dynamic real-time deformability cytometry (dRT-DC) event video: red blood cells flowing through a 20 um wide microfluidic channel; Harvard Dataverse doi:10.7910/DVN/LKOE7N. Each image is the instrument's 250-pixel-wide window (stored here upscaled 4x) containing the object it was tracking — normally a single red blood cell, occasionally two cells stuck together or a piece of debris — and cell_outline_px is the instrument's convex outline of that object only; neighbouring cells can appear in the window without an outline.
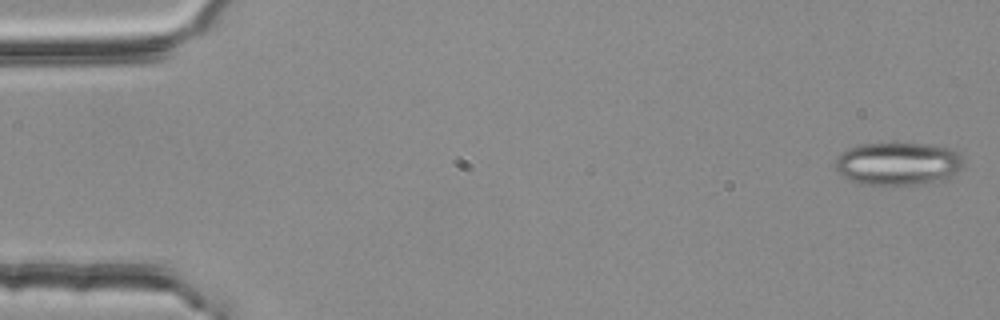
{"species": "common noctule bat (a hibernating species)", "species_latin": "Nyctalus noctula", "temperature_condition": "room temperature", "stored_images_in_passage": 4, "camera_frame_rate_fps": 3000, "um_per_image_px": 0.085, "animal": {"sex": "female", "body_mass_g": 25.1}, "frame": {"image": 1, "passage_image": 1, "time_ms": 0.0, "image_size_px": [1000, 320], "cell_outline_px": [[964, 164], [948, 180], [924, 184], [860, 184], [848, 180], [840, 176], [836, 168], [836, 156], [840, 152], [848, 148], [860, 144], [896, 140], [928, 144], [952, 148], [964, 160]], "centroid_in_image_um": [76.32, 13.87], "position_along_channel_um": 8.7, "area_um2": 33.35}}